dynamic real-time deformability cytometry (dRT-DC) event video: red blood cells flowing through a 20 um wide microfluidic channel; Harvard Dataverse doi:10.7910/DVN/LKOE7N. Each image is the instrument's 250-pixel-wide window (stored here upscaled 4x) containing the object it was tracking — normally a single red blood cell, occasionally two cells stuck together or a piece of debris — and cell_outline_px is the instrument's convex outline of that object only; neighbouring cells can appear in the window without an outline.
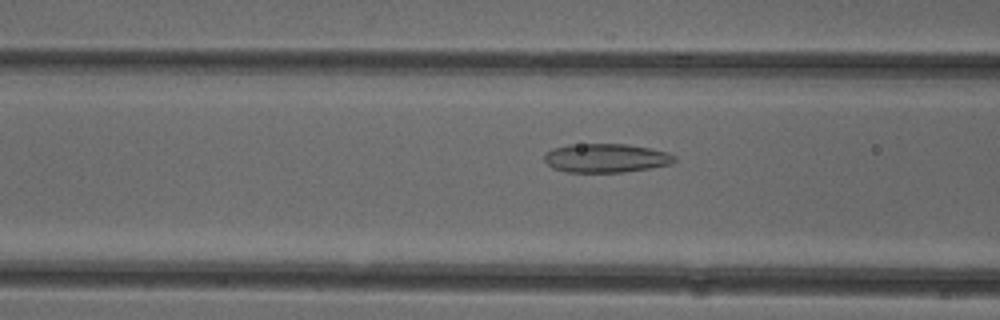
{"species": "common noctule bat (a hibernating species)", "species_latin": "Nyctalus noctula", "temperature_condition": "cold", "stored_images_in_passage": 49, "camera_frame_rate_fps": 3000, "um_per_image_px": 0.085, "animal": {"sex": "female"}, "frame": {"image": 1, "passage_image": 20, "time_ms": 6.333, "image_size_px": [1000, 320], "cell_outline_px": [[676, 160], [672, 164], [652, 168], [620, 172], [564, 172], [552, 168], [544, 160], [544, 156], [552, 148], [568, 144], [628, 144], [668, 152], [676, 156]], "centroid_in_image_um": [51.51, 13.43], "position_along_channel_um": 115.1, "area_um2": 22.02}}
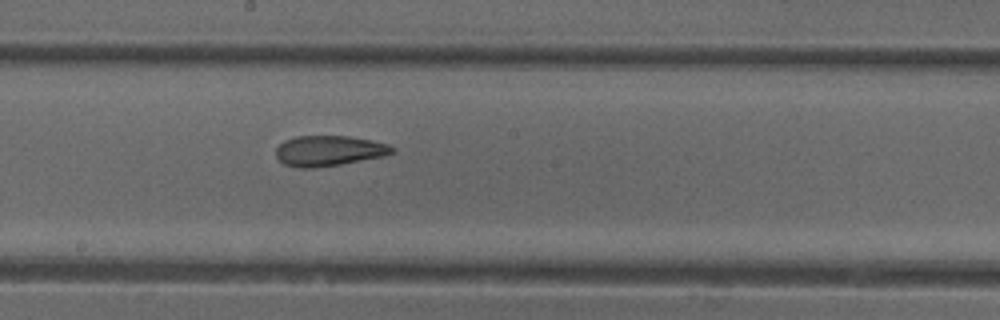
{"frame": {"image": 2, "passage_image": 28, "time_ms": 9.0, "image_size_px": [1000, 320], "cell_outline_px": [[396, 152], [384, 156], [340, 164], [312, 168], [300, 168], [284, 164], [276, 156], [276, 148], [284, 140], [296, 136], [348, 136], [388, 144], [396, 148]], "centroid_in_image_um": [27.96, 12.81], "position_along_channel_um": 220.2, "area_um2": 20.52}}
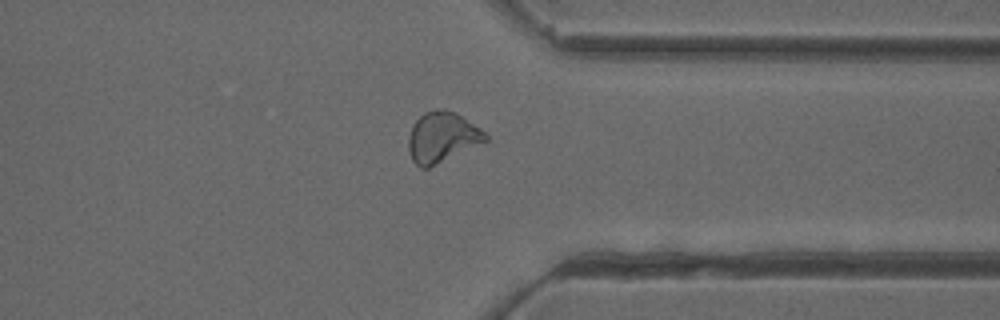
{"frame": {"image": 3, "passage_image": 40, "time_ms": 13.0, "image_size_px": [1000, 320], "cell_outline_px": [[488, 140], [428, 168], [420, 168], [412, 160], [408, 152], [408, 136], [412, 124], [424, 112], [436, 108], [444, 108], [456, 112], [480, 128], [488, 136]], "centroid_in_image_um": [37.54, 11.64], "position_along_channel_um": 373.9, "area_um2": 22.72}, "authors_computed_cell_mechanics": {"area_um2": 22.0218, "velocity_mm_per_s": 3.9342, "shape_relaxation_time_tau1_ms": null, "shape_relaxation_time_tau2_ms": 2.6321, "deformation_change_tau1": null, "deformation_change_tau2": 0.0893}}